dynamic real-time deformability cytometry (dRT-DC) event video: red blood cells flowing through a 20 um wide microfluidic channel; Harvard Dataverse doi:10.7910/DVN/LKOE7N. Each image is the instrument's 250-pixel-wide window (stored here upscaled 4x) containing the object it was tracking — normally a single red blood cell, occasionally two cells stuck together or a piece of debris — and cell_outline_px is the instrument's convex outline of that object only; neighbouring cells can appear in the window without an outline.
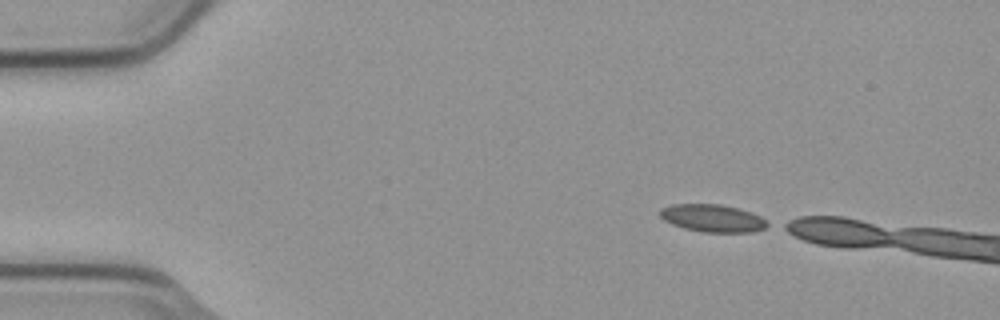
{"species": "common noctule bat (a hibernating species)", "species_latin": "Nyctalus noctula", "temperature_condition": "cold", "stored_images_in_passage": 2, "camera_frame_rate_fps": 3000, "um_per_image_px": 0.085, "animal": {"sex": "male", "body_mass_g": 23.1, "forearm_length_mm": 52.7}, "frame": {"image": 1, "passage_image": 1, "time_ms": 0.0, "image_size_px": [1000, 320], "cell_outline_px": [[772, 224], [764, 228], [752, 232], [704, 232], [684, 228], [672, 224], [664, 220], [660, 216], [660, 208], [672, 204], [720, 204], [740, 208], [760, 216]], "centroid_in_image_um": [60.59, 18.54], "position_along_channel_um": 24.4, "area_um2": 17.34}}